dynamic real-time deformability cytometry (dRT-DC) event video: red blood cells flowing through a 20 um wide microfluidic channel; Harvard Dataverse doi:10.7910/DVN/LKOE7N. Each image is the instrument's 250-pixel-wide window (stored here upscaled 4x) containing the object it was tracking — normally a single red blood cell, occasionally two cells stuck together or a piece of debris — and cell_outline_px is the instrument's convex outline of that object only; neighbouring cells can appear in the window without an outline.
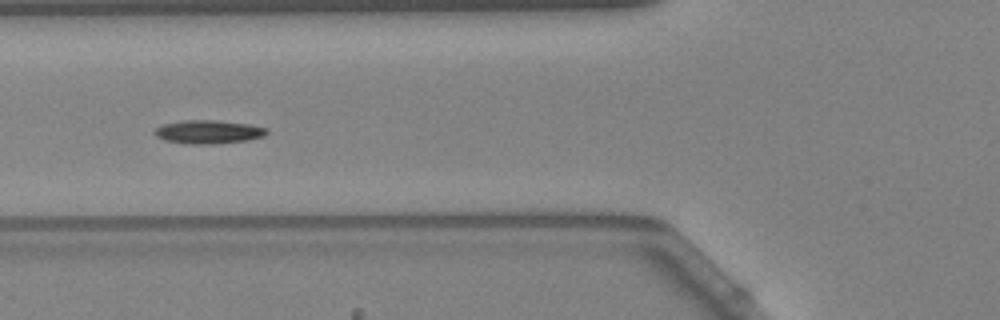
{"species": "Egyptian fruit bat (a non-hibernating species)", "species_latin": "Rousettus aegyptiacus", "temperature_condition": "warm", "stored_images_in_passage": 17, "camera_frame_rate_fps": 3000, "um_per_image_px": 0.085, "animal": {"sex": "female"}, "frame": {"image": 1, "passage_image": 4, "time_ms": 1.0, "image_size_px": [1000, 320], "cell_outline_px": [[268, 132], [264, 136], [248, 140], [212, 144], [192, 144], [164, 140], [156, 136], [152, 132], [156, 128], [164, 124], [184, 120], [212, 120], [248, 124], [268, 128]], "centroid_in_image_um": [17.71, 11.21], "position_along_channel_um": 108.1, "area_um2": 15.26}}
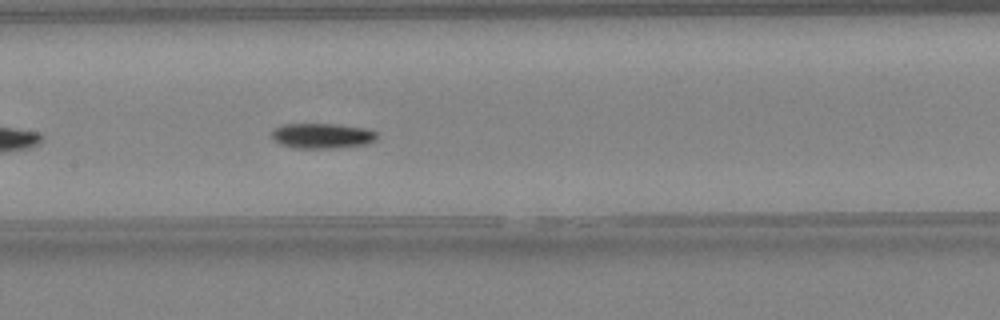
{"frame": {"image": 2, "passage_image": 10, "time_ms": 3.0, "image_size_px": [1000, 320], "cell_outline_px": [[376, 136], [372, 140], [364, 144], [332, 148], [300, 148], [280, 144], [272, 136], [272, 132], [276, 128], [284, 124], [336, 124], [364, 128], [376, 132]], "centroid_in_image_um": [27.35, 11.53], "position_along_channel_um": 180.0, "area_um2": 14.97}}
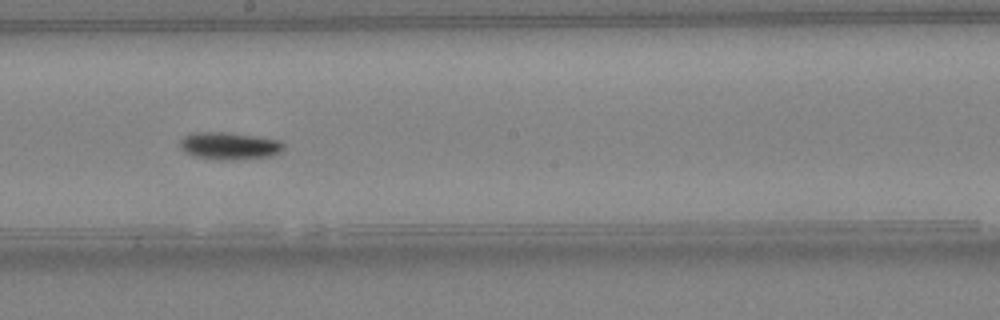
{"frame": {"image": 3, "passage_image": 14, "time_ms": 4.333, "image_size_px": [1000, 320], "cell_outline_px": [[284, 148], [268, 156], [232, 160], [216, 160], [192, 156], [184, 152], [180, 148], [180, 140], [184, 136], [196, 132], [228, 132], [280, 140], [284, 144]], "centroid_in_image_um": [19.42, 12.4], "position_along_channel_um": 228.8, "area_um2": 16.47}}